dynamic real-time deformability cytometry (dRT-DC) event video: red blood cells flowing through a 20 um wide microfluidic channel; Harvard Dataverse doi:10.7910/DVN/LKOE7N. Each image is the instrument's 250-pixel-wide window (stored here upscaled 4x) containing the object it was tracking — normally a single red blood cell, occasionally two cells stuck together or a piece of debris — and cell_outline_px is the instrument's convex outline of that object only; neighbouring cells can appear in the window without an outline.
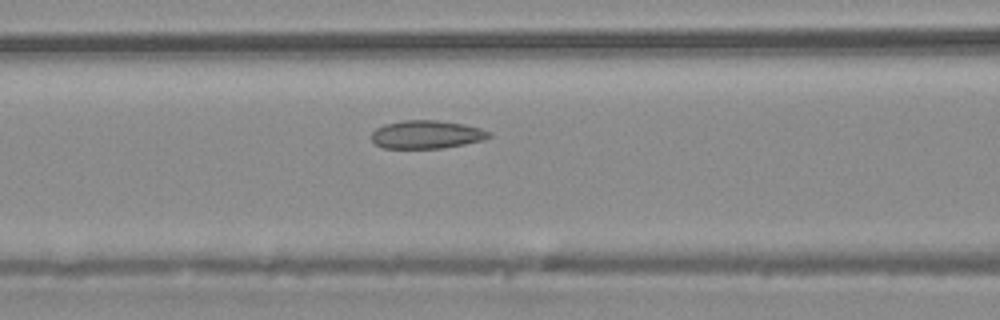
{"species": "common noctule bat (a hibernating species)", "species_latin": "Nyctalus noctula", "temperature_condition": "warm", "stored_images_in_passage": 42, "camera_frame_rate_fps": 3000, "um_per_image_px": 0.085, "animal": {"sex": "male", "body_mass_g": 20.4}, "frame": {"image": 1, "passage_image": 17, "time_ms": 5.333, "image_size_px": [1000, 320], "cell_outline_px": [[492, 136], [484, 140], [464, 144], [440, 148], [384, 148], [376, 144], [372, 140], [372, 132], [376, 128], [384, 124], [404, 120], [436, 120], [464, 124], [480, 128], [492, 132]], "centroid_in_image_um": [36.28, 11.43], "position_along_channel_um": 130.3, "area_um2": 19.31}}
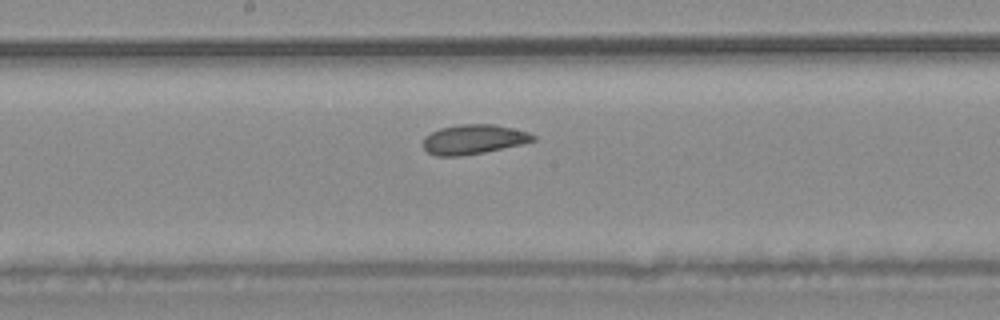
{"frame": {"image": 2, "passage_image": 22, "time_ms": 7.0, "image_size_px": [1000, 320], "cell_outline_px": [[536, 140], [520, 144], [484, 152], [460, 156], [436, 156], [428, 152], [420, 144], [424, 136], [440, 128], [460, 124], [492, 124], [512, 128], [528, 132], [536, 136]], "centroid_in_image_um": [40.2, 11.84], "position_along_channel_um": 208.0, "area_um2": 18.96}}
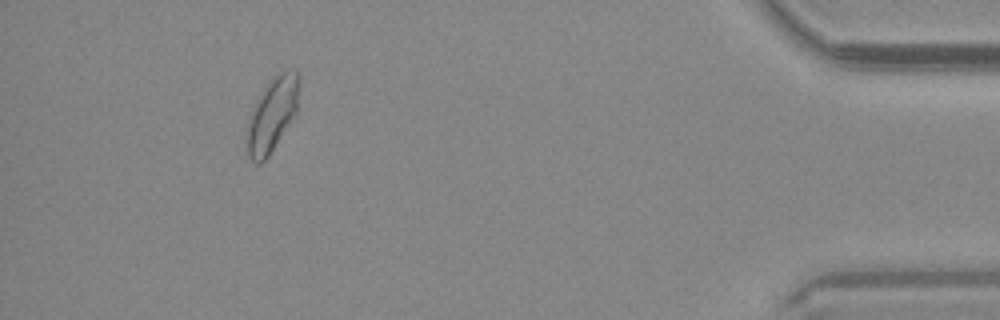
{"frame": {"image": 3, "passage_image": 39, "time_ms": 12.667, "image_size_px": [1000, 320], "cell_outline_px": [[300, 84], [296, 112], [268, 156], [260, 164], [256, 164], [248, 156], [248, 120], [256, 100], [272, 76], [288, 68], [296, 68], [300, 80]], "centroid_in_image_um": [23.16, 9.65], "position_along_channel_um": 412.0, "area_um2": 22.25}}